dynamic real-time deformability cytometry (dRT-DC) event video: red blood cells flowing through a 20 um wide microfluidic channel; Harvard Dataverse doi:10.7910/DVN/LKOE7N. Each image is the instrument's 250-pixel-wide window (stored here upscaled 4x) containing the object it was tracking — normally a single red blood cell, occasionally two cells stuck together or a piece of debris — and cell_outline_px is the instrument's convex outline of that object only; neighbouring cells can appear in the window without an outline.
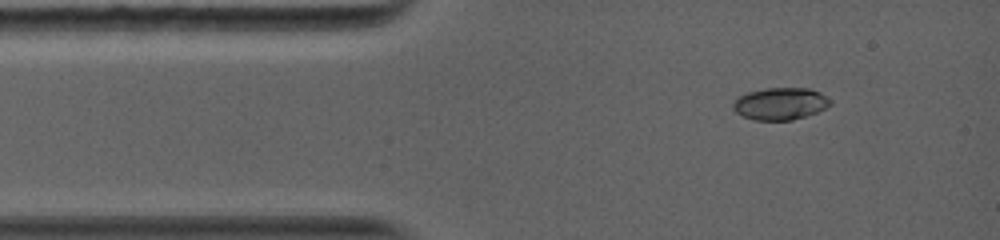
{"species": "common noctule bat (a hibernating species)", "species_latin": "Nyctalus noctula", "temperature_condition": "warm", "stored_images_in_passage": 9, "camera_frame_rate_fps": 5000, "um_per_image_px": 0.085, "animal": {"sex": "female", "body_mass_g": 19.0, "forearm_length_mm": 56.7}, "frame": {"image": 1, "passage_image": 1, "time_ms": 0.0, "image_size_px": [1000, 240], "cell_outline_px": [[832, 104], [816, 112], [792, 120], [752, 120], [736, 112], [732, 108], [732, 104], [740, 96], [748, 92], [764, 88], [808, 88], [820, 92], [832, 100]], "centroid_in_image_um": [66.33, 8.81], "position_along_channel_um": 18.7, "area_um2": 18.15}}